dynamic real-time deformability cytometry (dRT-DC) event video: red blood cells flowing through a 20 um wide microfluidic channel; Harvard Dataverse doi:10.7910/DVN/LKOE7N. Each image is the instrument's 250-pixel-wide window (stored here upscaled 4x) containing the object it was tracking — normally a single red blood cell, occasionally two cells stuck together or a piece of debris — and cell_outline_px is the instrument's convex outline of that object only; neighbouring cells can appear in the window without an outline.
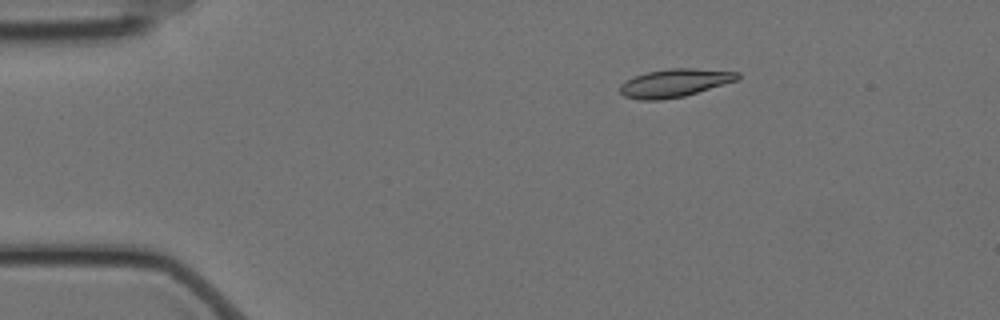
{"species": "Egyptian fruit bat (a non-hibernating species)", "species_latin": "Rousettus aegyptiacus", "temperature_condition": "cold", "stored_images_in_passage": 4, "camera_frame_rate_fps": 3000, "um_per_image_px": 0.085, "animal": {"sex": "female"}, "frame": {"image": 1, "passage_image": 1, "time_ms": 0.0, "image_size_px": [1000, 320], "cell_outline_px": [[740, 80], [684, 96], [660, 100], [640, 100], [624, 96], [620, 92], [620, 84], [636, 76], [648, 72], [672, 68], [692, 68], [740, 72]], "centroid_in_image_um": [57.4, 7.05], "position_along_channel_um": 27.6, "area_um2": 19.19}}